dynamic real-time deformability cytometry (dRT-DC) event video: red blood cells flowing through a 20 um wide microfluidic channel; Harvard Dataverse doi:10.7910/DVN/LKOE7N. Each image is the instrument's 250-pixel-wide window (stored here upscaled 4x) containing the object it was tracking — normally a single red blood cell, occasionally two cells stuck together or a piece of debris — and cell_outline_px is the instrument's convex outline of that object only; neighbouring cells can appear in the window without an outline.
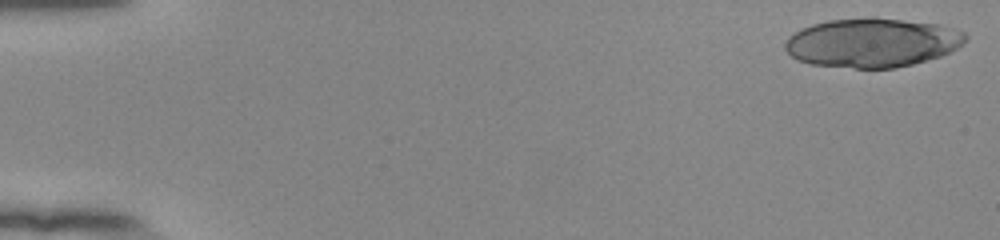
{"species": "human", "species_latin": "Homo sapiens", "temperature_condition": "room temperature", "stored_images_in_passage": 19, "camera_frame_rate_fps": 3000, "um_per_image_px": 0.085, "donor": {"sex": "female"}, "frame": {"image": 1, "passage_image": 1, "time_ms": 0.0, "image_size_px": [1000, 240], "cell_outline_px": [[968, 40], [956, 48], [940, 56], [912, 64], [896, 68], [856, 68], [808, 64], [796, 60], [784, 48], [784, 44], [788, 36], [812, 24], [828, 20], [872, 16], [876, 16], [936, 24], [952, 28], [964, 32], [968, 36]], "centroid_in_image_um": [74.12, 3.62], "position_along_channel_um": 10.9, "area_um2": 51.85}}